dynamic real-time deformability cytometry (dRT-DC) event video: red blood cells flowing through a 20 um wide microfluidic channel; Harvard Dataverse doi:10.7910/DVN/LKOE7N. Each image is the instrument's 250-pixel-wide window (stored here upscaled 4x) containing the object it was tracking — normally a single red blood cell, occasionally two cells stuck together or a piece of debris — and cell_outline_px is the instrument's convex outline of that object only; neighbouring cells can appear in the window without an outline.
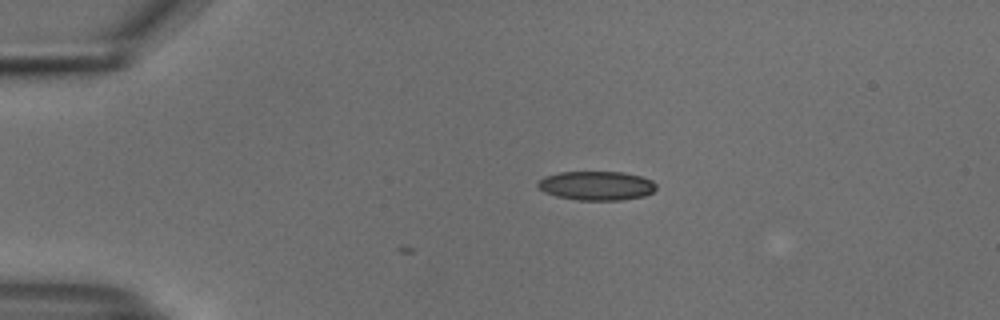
{"species": "common noctule bat (a hibernating species)", "species_latin": "Nyctalus noctula", "temperature_condition": "cold", "stored_images_in_passage": 2, "camera_frame_rate_fps": 3000, "um_per_image_px": 0.085, "animal": {"sex": "male", "body_mass_g": 18.8}, "frame": {"image": 1, "passage_image": 2, "time_ms": 0.333, "image_size_px": [1000, 320], "cell_outline_px": [[656, 188], [652, 192], [644, 196], [620, 200], [580, 200], [556, 196], [544, 192], [536, 184], [536, 180], [544, 176], [560, 172], [624, 172], [640, 176], [652, 180], [656, 184]], "centroid_in_image_um": [50.68, 15.77], "position_along_channel_um": 34.3, "area_um2": 20.11}}